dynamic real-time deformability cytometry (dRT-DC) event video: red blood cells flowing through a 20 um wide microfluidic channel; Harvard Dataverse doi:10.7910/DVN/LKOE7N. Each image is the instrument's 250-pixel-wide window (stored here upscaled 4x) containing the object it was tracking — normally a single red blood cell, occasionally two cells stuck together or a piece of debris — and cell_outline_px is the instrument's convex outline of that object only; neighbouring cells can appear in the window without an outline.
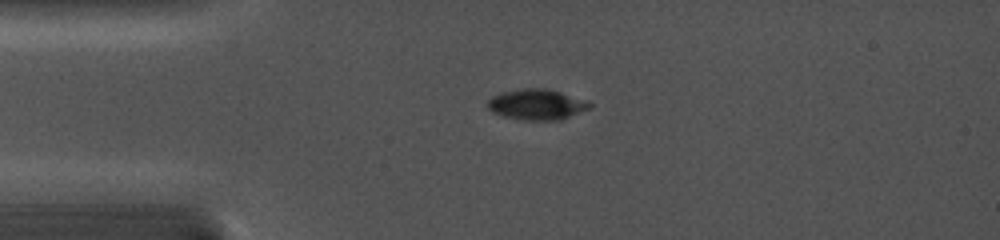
{"species": "common noctule bat (a hibernating species)", "species_latin": "Nyctalus noctula", "temperature_condition": "cold", "stored_images_in_passage": 15, "camera_frame_rate_fps": 5000, "um_per_image_px": 0.085, "animal": {"sex": "female", "body_mass_g": 19.0, "forearm_length_mm": 56.7}, "frame": {"image": 1, "passage_image": 4, "time_ms": 2.8, "image_size_px": [1000, 240], "cell_outline_px": [[592, 104], [588, 108], [560, 120], [524, 120], [504, 116], [492, 112], [488, 108], [488, 100], [492, 96], [504, 92], [520, 88], [548, 88], [588, 100]], "centroid_in_image_um": [45.63, 8.87], "position_along_channel_um": 39.4, "area_um2": 18.15}}
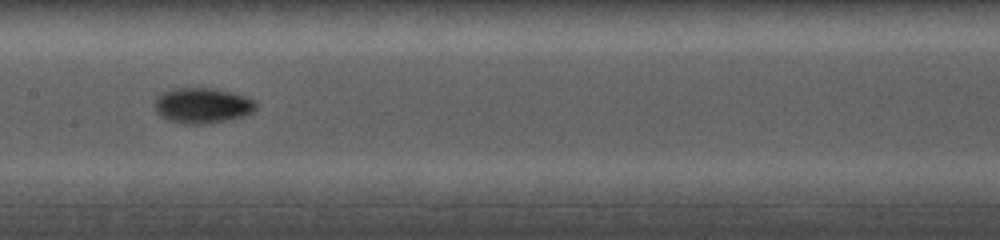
{"frame": {"image": 2, "passage_image": 8, "time_ms": 7.2, "image_size_px": [1000, 240], "cell_outline_px": [[256, 108], [252, 112], [228, 120], [204, 124], [184, 124], [168, 120], [160, 116], [156, 112], [156, 96], [160, 92], [172, 88], [216, 88], [244, 96], [256, 100]], "centroid_in_image_um": [17.17, 8.96], "position_along_channel_um": 190.2, "area_um2": 20.98}}
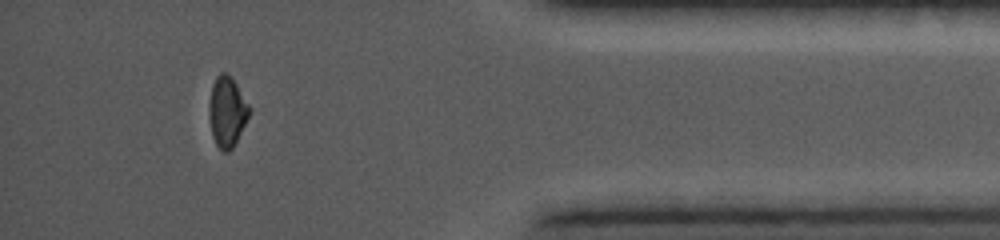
{"frame": {"image": 3, "passage_image": 14, "time_ms": 13.4, "image_size_px": [1000, 240], "cell_outline_px": [[252, 108], [232, 148], [228, 152], [224, 152], [216, 144], [212, 136], [208, 116], [208, 108], [212, 84], [216, 76], [220, 72], [224, 72], [236, 84]], "centroid_in_image_um": [19.27, 9.48], "position_along_channel_um": 415.9, "area_um2": 16.3}}